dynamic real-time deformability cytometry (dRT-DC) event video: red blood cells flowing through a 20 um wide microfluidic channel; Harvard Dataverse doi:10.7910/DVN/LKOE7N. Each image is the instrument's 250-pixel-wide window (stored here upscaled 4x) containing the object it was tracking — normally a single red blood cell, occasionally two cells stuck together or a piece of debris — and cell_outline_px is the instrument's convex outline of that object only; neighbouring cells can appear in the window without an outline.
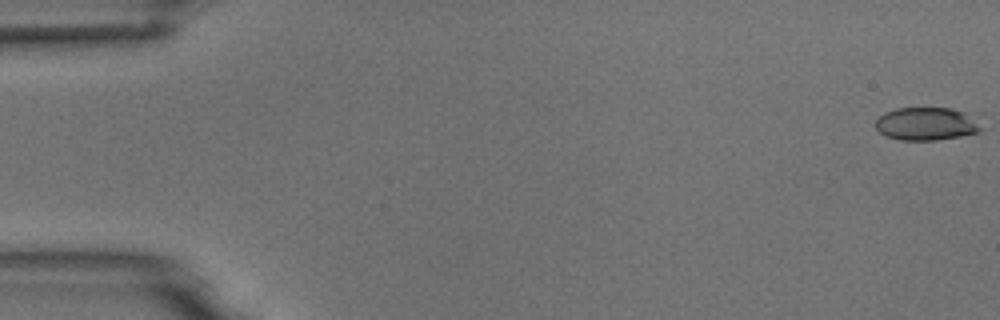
{"species": "common noctule bat (a hibernating species)", "species_latin": "Nyctalus noctula", "temperature_condition": "room temperature", "stored_images_in_passage": 55, "camera_frame_rate_fps": 3000, "um_per_image_px": 0.085, "animal": {"sex": "male", "body_mass_g": 18.8}, "frame": {"image": 1, "passage_image": 1, "time_ms": 0.0, "image_size_px": [1000, 320], "cell_outline_px": [[984, 128], [980, 132], [960, 136], [936, 140], [900, 140], [888, 136], [880, 132], [876, 128], [876, 120], [884, 112], [896, 108], [948, 108], [964, 112]], "centroid_in_image_um": [78.73, 10.53], "position_along_channel_um": 6.3, "area_um2": 20.06}}
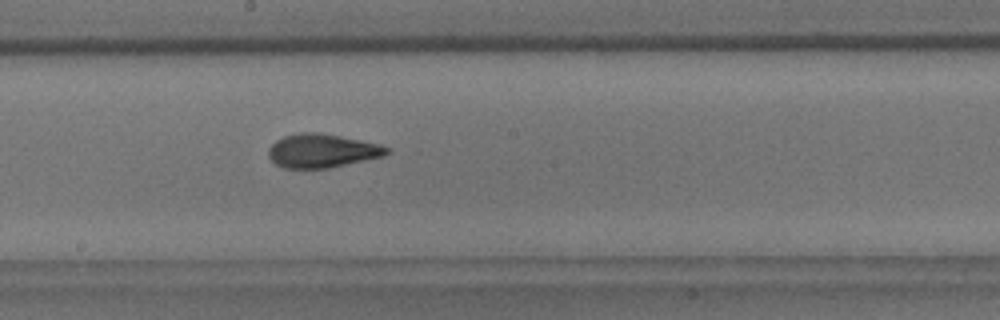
{"frame": {"image": 2, "passage_image": 30, "time_ms": 9.667, "image_size_px": [1000, 320], "cell_outline_px": [[392, 148], [384, 156], [328, 168], [284, 168], [276, 164], [268, 156], [268, 148], [276, 140], [284, 136], [300, 132], [316, 132], [340, 136], [380, 144]], "centroid_in_image_um": [27.37, 12.81], "position_along_channel_um": 220.8, "area_um2": 23.18}}
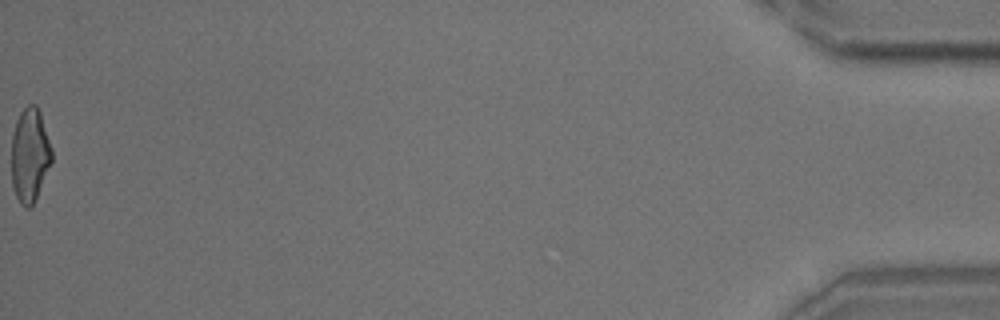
{"frame": {"image": 3, "passage_image": 55, "time_ms": 18.0, "image_size_px": [1000, 320], "cell_outline_px": [[52, 160], [36, 200], [28, 208], [24, 208], [20, 204], [16, 196], [12, 184], [12, 136], [16, 120], [20, 112], [28, 104], [36, 104], [40, 112], [52, 148]], "centroid_in_image_um": [2.54, 13.19], "position_along_channel_um": 432.7, "area_um2": 22.14}, "authors_computed_cell_mechanics": {"area_um2": 22.3108, "velocity_mm_per_s": 3.7495, "shape_relaxation_time_tau1_ms": 3.9951, "shape_relaxation_time_tau2_ms": 1.373, "deformation_change_tau1": 0.1506, "deformation_change_tau2": 0.075}}